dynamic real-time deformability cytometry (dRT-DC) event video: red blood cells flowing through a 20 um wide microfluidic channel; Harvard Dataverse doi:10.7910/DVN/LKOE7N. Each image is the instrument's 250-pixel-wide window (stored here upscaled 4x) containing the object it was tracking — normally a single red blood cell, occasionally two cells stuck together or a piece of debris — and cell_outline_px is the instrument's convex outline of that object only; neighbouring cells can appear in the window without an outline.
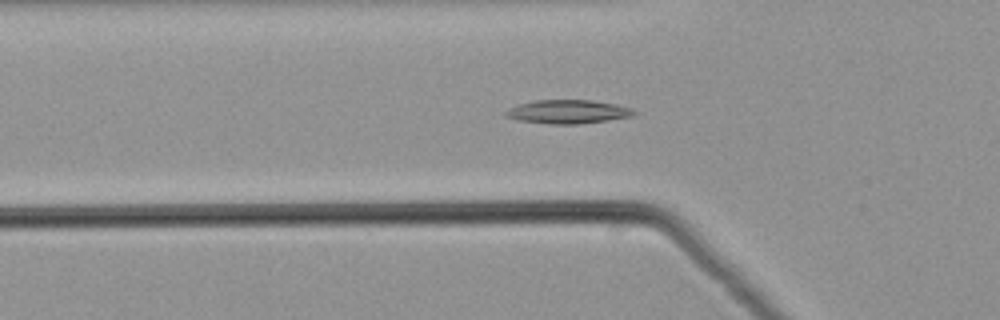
{"species": "common noctule bat (a hibernating species)", "species_latin": "Nyctalus noctula", "temperature_condition": "warm", "stored_images_in_passage": 36, "camera_frame_rate_fps": 3000, "um_per_image_px": 0.085, "animal": {"sex": "male", "body_mass_g": 21.5, "forearm_length_mm": 52.0}, "frame": {"image": 1, "passage_image": 2, "time_ms": 0.333, "image_size_px": [1000, 320], "cell_outline_px": [[640, 112], [632, 116], [608, 120], [580, 124], [548, 124], [520, 120], [504, 116], [504, 112], [508, 108], [520, 104], [536, 100], [592, 100], [616, 104], [632, 108]], "centroid_in_image_um": [48.31, 9.5], "position_along_channel_um": 77.5, "area_um2": 17.8}}
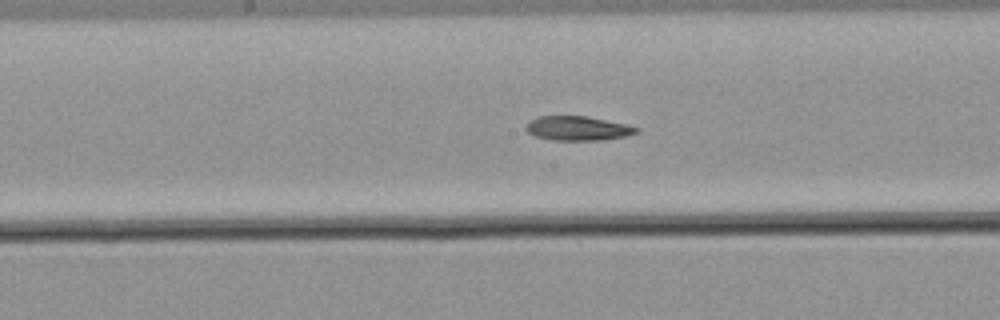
{"frame": {"image": 2, "passage_image": 11, "time_ms": 3.333, "image_size_px": [1000, 320], "cell_outline_px": [[640, 128], [636, 132], [628, 136], [600, 140], [552, 140], [536, 136], [528, 132], [524, 128], [528, 120], [536, 116], [588, 116], [628, 124]], "centroid_in_image_um": [49.1, 10.9], "position_along_channel_um": 199.1, "area_um2": 15.84}}
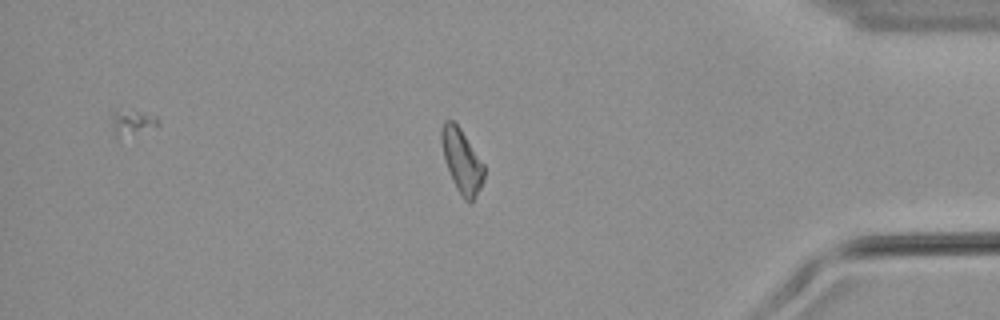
{"frame": {"image": 3, "passage_image": 28, "time_ms": 9.0, "image_size_px": [1000, 320], "cell_outline_px": [[484, 180], [472, 204], [456, 188], [452, 180], [444, 156], [440, 140], [440, 132], [444, 120], [452, 120], [460, 128], [484, 164]], "centroid_in_image_um": [39.25, 13.65], "position_along_channel_um": 396.0, "area_um2": 15.55}}